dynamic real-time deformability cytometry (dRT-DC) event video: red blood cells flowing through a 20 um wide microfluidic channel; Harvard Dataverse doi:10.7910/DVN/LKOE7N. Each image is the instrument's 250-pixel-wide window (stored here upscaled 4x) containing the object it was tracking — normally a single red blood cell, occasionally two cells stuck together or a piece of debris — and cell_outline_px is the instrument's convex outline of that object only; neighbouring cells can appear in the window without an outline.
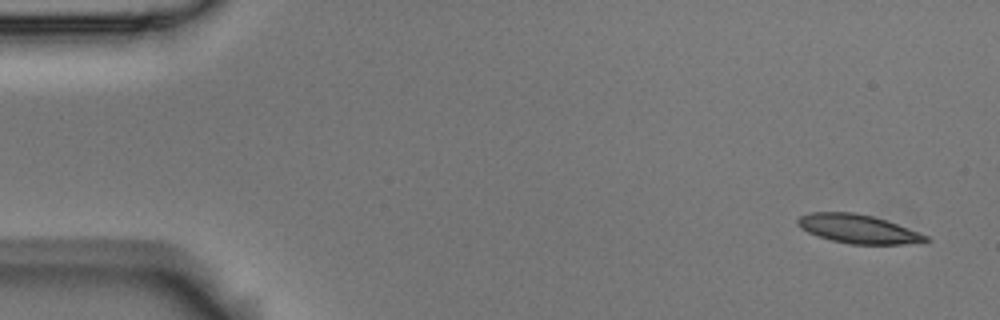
{"species": "Egyptian fruit bat (a non-hibernating species)", "species_latin": "Rousettus aegyptiacus", "temperature_condition": "room temperature", "stored_images_in_passage": 9, "camera_frame_rate_fps": 3000, "um_per_image_px": 0.085, "animal": {"sex": "male"}, "frame": {"image": 1, "passage_image": 1, "time_ms": 0.0, "image_size_px": [1000, 320], "cell_outline_px": [[932, 240], [900, 244], [848, 244], [832, 240], [808, 232], [800, 228], [796, 224], [796, 220], [800, 216], [812, 212], [852, 212], [872, 216], [896, 224], [928, 236]], "centroid_in_image_um": [72.88, 19.45], "position_along_channel_um": 12.1, "area_um2": 21.1}}
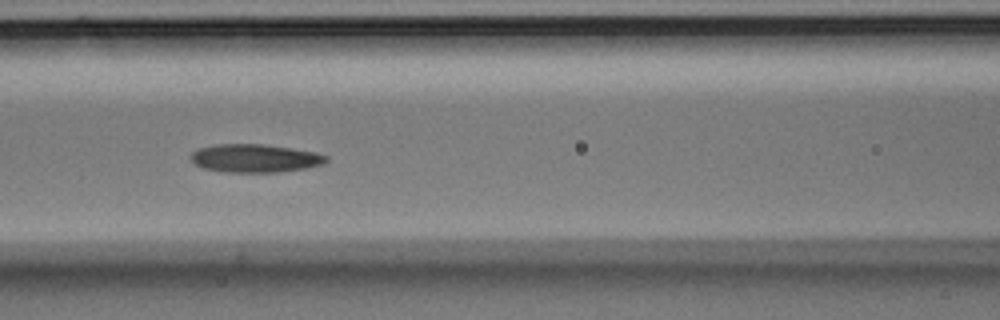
{"frame": {"image": 2, "passage_image": 6, "time_ms": 1.667, "image_size_px": [1000, 320], "cell_outline_px": [[328, 160], [324, 164], [304, 168], [276, 172], [224, 172], [204, 168], [196, 164], [188, 156], [196, 148], [216, 144], [264, 144], [292, 148], [316, 152], [328, 156]], "centroid_in_image_um": [21.66, 13.44], "position_along_channel_um": 144.9, "area_um2": 22.37}}
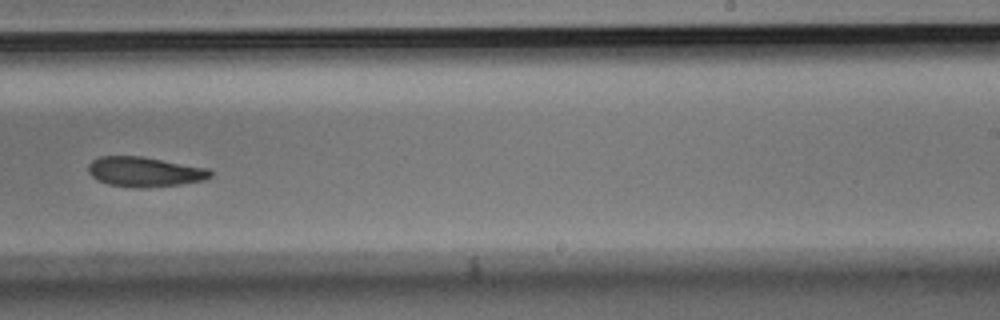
{"frame": {"image": 3, "passage_image": 9, "time_ms": 2.667, "image_size_px": [1000, 320], "cell_outline_px": [[212, 176], [204, 180], [180, 184], [148, 188], [132, 188], [108, 184], [96, 180], [88, 172], [88, 164], [92, 160], [100, 156], [140, 156], [208, 168], [212, 172]], "centroid_in_image_um": [12.27, 14.61], "position_along_channel_um": 276.7, "area_um2": 21.39}}